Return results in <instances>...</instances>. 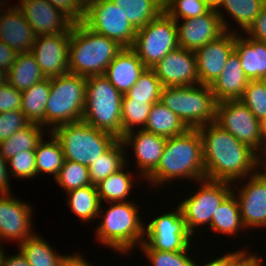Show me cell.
Wrapping results in <instances>:
<instances>
[{
  "instance_id": "25",
  "label": "cell",
  "mask_w": 266,
  "mask_h": 266,
  "mask_svg": "<svg viewBox=\"0 0 266 266\" xmlns=\"http://www.w3.org/2000/svg\"><path fill=\"white\" fill-rule=\"evenodd\" d=\"M234 51L239 55L245 76L249 80H261L266 74V43L235 32Z\"/></svg>"
},
{
  "instance_id": "40",
  "label": "cell",
  "mask_w": 266,
  "mask_h": 266,
  "mask_svg": "<svg viewBox=\"0 0 266 266\" xmlns=\"http://www.w3.org/2000/svg\"><path fill=\"white\" fill-rule=\"evenodd\" d=\"M55 180L65 192L91 185L88 167L69 160H64Z\"/></svg>"
},
{
  "instance_id": "57",
  "label": "cell",
  "mask_w": 266,
  "mask_h": 266,
  "mask_svg": "<svg viewBox=\"0 0 266 266\" xmlns=\"http://www.w3.org/2000/svg\"><path fill=\"white\" fill-rule=\"evenodd\" d=\"M99 0H77V2L86 10L91 4Z\"/></svg>"
},
{
  "instance_id": "52",
  "label": "cell",
  "mask_w": 266,
  "mask_h": 266,
  "mask_svg": "<svg viewBox=\"0 0 266 266\" xmlns=\"http://www.w3.org/2000/svg\"><path fill=\"white\" fill-rule=\"evenodd\" d=\"M58 266H93V264L85 260L83 255L73 253L72 255L64 254L60 259Z\"/></svg>"
},
{
  "instance_id": "59",
  "label": "cell",
  "mask_w": 266,
  "mask_h": 266,
  "mask_svg": "<svg viewBox=\"0 0 266 266\" xmlns=\"http://www.w3.org/2000/svg\"><path fill=\"white\" fill-rule=\"evenodd\" d=\"M7 2H8V0L7 1L6 0H0V15H2L6 11V9H8V8H6L8 6ZM1 6H2V8H1ZM2 9H5V10H2Z\"/></svg>"
},
{
  "instance_id": "21",
  "label": "cell",
  "mask_w": 266,
  "mask_h": 266,
  "mask_svg": "<svg viewBox=\"0 0 266 266\" xmlns=\"http://www.w3.org/2000/svg\"><path fill=\"white\" fill-rule=\"evenodd\" d=\"M136 130V131H134ZM126 133L121 139L125 147H132L140 177L146 179L157 167L167 138L147 132L139 127Z\"/></svg>"
},
{
  "instance_id": "16",
  "label": "cell",
  "mask_w": 266,
  "mask_h": 266,
  "mask_svg": "<svg viewBox=\"0 0 266 266\" xmlns=\"http://www.w3.org/2000/svg\"><path fill=\"white\" fill-rule=\"evenodd\" d=\"M70 33L36 36L30 52L34 55L45 78L69 73Z\"/></svg>"
},
{
  "instance_id": "1",
  "label": "cell",
  "mask_w": 266,
  "mask_h": 266,
  "mask_svg": "<svg viewBox=\"0 0 266 266\" xmlns=\"http://www.w3.org/2000/svg\"><path fill=\"white\" fill-rule=\"evenodd\" d=\"M202 139L205 179L238 182L254 175L266 162L216 122L197 128Z\"/></svg>"
},
{
  "instance_id": "55",
  "label": "cell",
  "mask_w": 266,
  "mask_h": 266,
  "mask_svg": "<svg viewBox=\"0 0 266 266\" xmlns=\"http://www.w3.org/2000/svg\"><path fill=\"white\" fill-rule=\"evenodd\" d=\"M208 266H227V254L212 258L211 261H208Z\"/></svg>"
},
{
  "instance_id": "48",
  "label": "cell",
  "mask_w": 266,
  "mask_h": 266,
  "mask_svg": "<svg viewBox=\"0 0 266 266\" xmlns=\"http://www.w3.org/2000/svg\"><path fill=\"white\" fill-rule=\"evenodd\" d=\"M57 9L61 10L74 23L82 22L85 15V9L77 2V0H47Z\"/></svg>"
},
{
  "instance_id": "23",
  "label": "cell",
  "mask_w": 266,
  "mask_h": 266,
  "mask_svg": "<svg viewBox=\"0 0 266 266\" xmlns=\"http://www.w3.org/2000/svg\"><path fill=\"white\" fill-rule=\"evenodd\" d=\"M146 69L131 48H123L104 73L109 82L122 94L131 89Z\"/></svg>"
},
{
  "instance_id": "54",
  "label": "cell",
  "mask_w": 266,
  "mask_h": 266,
  "mask_svg": "<svg viewBox=\"0 0 266 266\" xmlns=\"http://www.w3.org/2000/svg\"><path fill=\"white\" fill-rule=\"evenodd\" d=\"M260 157L266 162V118L260 121Z\"/></svg>"
},
{
  "instance_id": "46",
  "label": "cell",
  "mask_w": 266,
  "mask_h": 266,
  "mask_svg": "<svg viewBox=\"0 0 266 266\" xmlns=\"http://www.w3.org/2000/svg\"><path fill=\"white\" fill-rule=\"evenodd\" d=\"M22 92L8 82L0 86V113L21 110Z\"/></svg>"
},
{
  "instance_id": "34",
  "label": "cell",
  "mask_w": 266,
  "mask_h": 266,
  "mask_svg": "<svg viewBox=\"0 0 266 266\" xmlns=\"http://www.w3.org/2000/svg\"><path fill=\"white\" fill-rule=\"evenodd\" d=\"M67 204L78 218L85 222H93L98 218L100 200L97 187L87 185L78 189L67 191Z\"/></svg>"
},
{
  "instance_id": "17",
  "label": "cell",
  "mask_w": 266,
  "mask_h": 266,
  "mask_svg": "<svg viewBox=\"0 0 266 266\" xmlns=\"http://www.w3.org/2000/svg\"><path fill=\"white\" fill-rule=\"evenodd\" d=\"M162 86H192L199 84L195 51L182 47L169 52L151 68Z\"/></svg>"
},
{
  "instance_id": "30",
  "label": "cell",
  "mask_w": 266,
  "mask_h": 266,
  "mask_svg": "<svg viewBox=\"0 0 266 266\" xmlns=\"http://www.w3.org/2000/svg\"><path fill=\"white\" fill-rule=\"evenodd\" d=\"M211 230L232 237L247 230L242 222L240 208L235 194L231 191L217 207L212 216ZM239 231V232H238Z\"/></svg>"
},
{
  "instance_id": "45",
  "label": "cell",
  "mask_w": 266,
  "mask_h": 266,
  "mask_svg": "<svg viewBox=\"0 0 266 266\" xmlns=\"http://www.w3.org/2000/svg\"><path fill=\"white\" fill-rule=\"evenodd\" d=\"M30 121L22 110L0 113V142L7 140L16 131L28 126Z\"/></svg>"
},
{
  "instance_id": "27",
  "label": "cell",
  "mask_w": 266,
  "mask_h": 266,
  "mask_svg": "<svg viewBox=\"0 0 266 266\" xmlns=\"http://www.w3.org/2000/svg\"><path fill=\"white\" fill-rule=\"evenodd\" d=\"M189 129L184 122L160 100L155 102L150 109L147 122L143 130L171 138L184 133Z\"/></svg>"
},
{
  "instance_id": "20",
  "label": "cell",
  "mask_w": 266,
  "mask_h": 266,
  "mask_svg": "<svg viewBox=\"0 0 266 266\" xmlns=\"http://www.w3.org/2000/svg\"><path fill=\"white\" fill-rule=\"evenodd\" d=\"M183 21L182 23L175 22L178 46L186 50L196 51L225 32L219 14L213 9L202 16Z\"/></svg>"
},
{
  "instance_id": "36",
  "label": "cell",
  "mask_w": 266,
  "mask_h": 266,
  "mask_svg": "<svg viewBox=\"0 0 266 266\" xmlns=\"http://www.w3.org/2000/svg\"><path fill=\"white\" fill-rule=\"evenodd\" d=\"M50 140H42L38 143L35 149L36 158V176L38 174L58 175L59 170L64 163V154L59 141L54 137L51 132H48Z\"/></svg>"
},
{
  "instance_id": "4",
  "label": "cell",
  "mask_w": 266,
  "mask_h": 266,
  "mask_svg": "<svg viewBox=\"0 0 266 266\" xmlns=\"http://www.w3.org/2000/svg\"><path fill=\"white\" fill-rule=\"evenodd\" d=\"M108 204L106 211L100 204L98 219L103 218L95 229L97 241L120 254L133 252L145 239V223L138 213L139 206L132 201Z\"/></svg>"
},
{
  "instance_id": "39",
  "label": "cell",
  "mask_w": 266,
  "mask_h": 266,
  "mask_svg": "<svg viewBox=\"0 0 266 266\" xmlns=\"http://www.w3.org/2000/svg\"><path fill=\"white\" fill-rule=\"evenodd\" d=\"M152 105L146 101L122 99V138L134 128L139 129L138 126L144 128Z\"/></svg>"
},
{
  "instance_id": "44",
  "label": "cell",
  "mask_w": 266,
  "mask_h": 266,
  "mask_svg": "<svg viewBox=\"0 0 266 266\" xmlns=\"http://www.w3.org/2000/svg\"><path fill=\"white\" fill-rule=\"evenodd\" d=\"M9 174L14 178L32 179L36 177V158L34 151H22L7 160Z\"/></svg>"
},
{
  "instance_id": "32",
  "label": "cell",
  "mask_w": 266,
  "mask_h": 266,
  "mask_svg": "<svg viewBox=\"0 0 266 266\" xmlns=\"http://www.w3.org/2000/svg\"><path fill=\"white\" fill-rule=\"evenodd\" d=\"M128 164L126 162L123 168L116 173L110 174L106 179L96 185L101 203H103L102 201L107 203L130 201V199L127 200V197H130V191L134 187L133 182L135 181V176L132 174L133 172L127 169Z\"/></svg>"
},
{
  "instance_id": "47",
  "label": "cell",
  "mask_w": 266,
  "mask_h": 266,
  "mask_svg": "<svg viewBox=\"0 0 266 266\" xmlns=\"http://www.w3.org/2000/svg\"><path fill=\"white\" fill-rule=\"evenodd\" d=\"M240 249L227 253V266H264L262 256H258L260 254L248 253L246 248Z\"/></svg>"
},
{
  "instance_id": "28",
  "label": "cell",
  "mask_w": 266,
  "mask_h": 266,
  "mask_svg": "<svg viewBox=\"0 0 266 266\" xmlns=\"http://www.w3.org/2000/svg\"><path fill=\"white\" fill-rule=\"evenodd\" d=\"M7 77V82L21 92L45 79L30 51L17 54L15 62L7 71Z\"/></svg>"
},
{
  "instance_id": "37",
  "label": "cell",
  "mask_w": 266,
  "mask_h": 266,
  "mask_svg": "<svg viewBox=\"0 0 266 266\" xmlns=\"http://www.w3.org/2000/svg\"><path fill=\"white\" fill-rule=\"evenodd\" d=\"M18 246L30 266H58L63 256L56 253L53 247L37 233Z\"/></svg>"
},
{
  "instance_id": "3",
  "label": "cell",
  "mask_w": 266,
  "mask_h": 266,
  "mask_svg": "<svg viewBox=\"0 0 266 266\" xmlns=\"http://www.w3.org/2000/svg\"><path fill=\"white\" fill-rule=\"evenodd\" d=\"M123 48L115 40L92 31L83 22H76L70 33L68 71L86 78L104 75Z\"/></svg>"
},
{
  "instance_id": "58",
  "label": "cell",
  "mask_w": 266,
  "mask_h": 266,
  "mask_svg": "<svg viewBox=\"0 0 266 266\" xmlns=\"http://www.w3.org/2000/svg\"><path fill=\"white\" fill-rule=\"evenodd\" d=\"M7 71L0 69V86L7 83Z\"/></svg>"
},
{
  "instance_id": "33",
  "label": "cell",
  "mask_w": 266,
  "mask_h": 266,
  "mask_svg": "<svg viewBox=\"0 0 266 266\" xmlns=\"http://www.w3.org/2000/svg\"><path fill=\"white\" fill-rule=\"evenodd\" d=\"M49 92L50 78H45L22 91L21 110L30 123L40 124L45 128V105Z\"/></svg>"
},
{
  "instance_id": "31",
  "label": "cell",
  "mask_w": 266,
  "mask_h": 266,
  "mask_svg": "<svg viewBox=\"0 0 266 266\" xmlns=\"http://www.w3.org/2000/svg\"><path fill=\"white\" fill-rule=\"evenodd\" d=\"M137 30L164 11V0H111Z\"/></svg>"
},
{
  "instance_id": "11",
  "label": "cell",
  "mask_w": 266,
  "mask_h": 266,
  "mask_svg": "<svg viewBox=\"0 0 266 266\" xmlns=\"http://www.w3.org/2000/svg\"><path fill=\"white\" fill-rule=\"evenodd\" d=\"M175 209L172 212L160 214L146 224L145 239L139 248L181 251L192 244L193 236L186 228L181 210L178 206Z\"/></svg>"
},
{
  "instance_id": "60",
  "label": "cell",
  "mask_w": 266,
  "mask_h": 266,
  "mask_svg": "<svg viewBox=\"0 0 266 266\" xmlns=\"http://www.w3.org/2000/svg\"><path fill=\"white\" fill-rule=\"evenodd\" d=\"M264 83H265V85H266V74L263 76V78L261 79Z\"/></svg>"
},
{
  "instance_id": "5",
  "label": "cell",
  "mask_w": 266,
  "mask_h": 266,
  "mask_svg": "<svg viewBox=\"0 0 266 266\" xmlns=\"http://www.w3.org/2000/svg\"><path fill=\"white\" fill-rule=\"evenodd\" d=\"M122 96L104 75L87 77L82 121L122 139Z\"/></svg>"
},
{
  "instance_id": "56",
  "label": "cell",
  "mask_w": 266,
  "mask_h": 266,
  "mask_svg": "<svg viewBox=\"0 0 266 266\" xmlns=\"http://www.w3.org/2000/svg\"><path fill=\"white\" fill-rule=\"evenodd\" d=\"M203 1L210 9L217 10L220 7L223 0H203Z\"/></svg>"
},
{
  "instance_id": "13",
  "label": "cell",
  "mask_w": 266,
  "mask_h": 266,
  "mask_svg": "<svg viewBox=\"0 0 266 266\" xmlns=\"http://www.w3.org/2000/svg\"><path fill=\"white\" fill-rule=\"evenodd\" d=\"M227 132L250 146L260 156V121L240 100H225L216 105V119Z\"/></svg>"
},
{
  "instance_id": "9",
  "label": "cell",
  "mask_w": 266,
  "mask_h": 266,
  "mask_svg": "<svg viewBox=\"0 0 266 266\" xmlns=\"http://www.w3.org/2000/svg\"><path fill=\"white\" fill-rule=\"evenodd\" d=\"M178 47L175 20L163 11L146 26L137 30L131 49L146 68H153L169 52Z\"/></svg>"
},
{
  "instance_id": "19",
  "label": "cell",
  "mask_w": 266,
  "mask_h": 266,
  "mask_svg": "<svg viewBox=\"0 0 266 266\" xmlns=\"http://www.w3.org/2000/svg\"><path fill=\"white\" fill-rule=\"evenodd\" d=\"M234 45L235 32L225 31L195 51L199 84L211 85L219 77Z\"/></svg>"
},
{
  "instance_id": "49",
  "label": "cell",
  "mask_w": 266,
  "mask_h": 266,
  "mask_svg": "<svg viewBox=\"0 0 266 266\" xmlns=\"http://www.w3.org/2000/svg\"><path fill=\"white\" fill-rule=\"evenodd\" d=\"M244 33L253 40L266 43V3Z\"/></svg>"
},
{
  "instance_id": "42",
  "label": "cell",
  "mask_w": 266,
  "mask_h": 266,
  "mask_svg": "<svg viewBox=\"0 0 266 266\" xmlns=\"http://www.w3.org/2000/svg\"><path fill=\"white\" fill-rule=\"evenodd\" d=\"M210 8L203 0H164V11L175 21L206 14Z\"/></svg>"
},
{
  "instance_id": "10",
  "label": "cell",
  "mask_w": 266,
  "mask_h": 266,
  "mask_svg": "<svg viewBox=\"0 0 266 266\" xmlns=\"http://www.w3.org/2000/svg\"><path fill=\"white\" fill-rule=\"evenodd\" d=\"M195 194L183 199L178 207L185 220L188 232L193 236L200 226H210L212 216L224 198L232 191L233 183L203 179Z\"/></svg>"
},
{
  "instance_id": "35",
  "label": "cell",
  "mask_w": 266,
  "mask_h": 266,
  "mask_svg": "<svg viewBox=\"0 0 266 266\" xmlns=\"http://www.w3.org/2000/svg\"><path fill=\"white\" fill-rule=\"evenodd\" d=\"M45 128L36 123H30L28 126L16 131L7 140L0 142V154L5 160H8L18 152L35 151L38 143L42 140Z\"/></svg>"
},
{
  "instance_id": "2",
  "label": "cell",
  "mask_w": 266,
  "mask_h": 266,
  "mask_svg": "<svg viewBox=\"0 0 266 266\" xmlns=\"http://www.w3.org/2000/svg\"><path fill=\"white\" fill-rule=\"evenodd\" d=\"M184 178L194 183L205 179L202 139L197 128L167 138L156 169L145 180L160 188L166 182Z\"/></svg>"
},
{
  "instance_id": "26",
  "label": "cell",
  "mask_w": 266,
  "mask_h": 266,
  "mask_svg": "<svg viewBox=\"0 0 266 266\" xmlns=\"http://www.w3.org/2000/svg\"><path fill=\"white\" fill-rule=\"evenodd\" d=\"M265 3L266 0H223L216 11L220 16L224 31L231 32L232 30V32L236 33H238V31L245 32L260 13ZM224 9L227 15H229L230 18L232 17V19L239 24L240 30L233 31L232 27L230 29V24L227 22V18H225V14H223L224 12H222Z\"/></svg>"
},
{
  "instance_id": "14",
  "label": "cell",
  "mask_w": 266,
  "mask_h": 266,
  "mask_svg": "<svg viewBox=\"0 0 266 266\" xmlns=\"http://www.w3.org/2000/svg\"><path fill=\"white\" fill-rule=\"evenodd\" d=\"M263 168L254 175L241 179L240 182L245 180V184L241 183L240 187L237 182H234L237 185L232 188L246 229H256L257 227L266 229V164ZM262 169L263 171L260 172ZM236 188L240 189L236 191Z\"/></svg>"
},
{
  "instance_id": "51",
  "label": "cell",
  "mask_w": 266,
  "mask_h": 266,
  "mask_svg": "<svg viewBox=\"0 0 266 266\" xmlns=\"http://www.w3.org/2000/svg\"><path fill=\"white\" fill-rule=\"evenodd\" d=\"M4 251L3 247L0 248V266H30L19 250L15 255H5Z\"/></svg>"
},
{
  "instance_id": "29",
  "label": "cell",
  "mask_w": 266,
  "mask_h": 266,
  "mask_svg": "<svg viewBox=\"0 0 266 266\" xmlns=\"http://www.w3.org/2000/svg\"><path fill=\"white\" fill-rule=\"evenodd\" d=\"M124 142L118 139L106 152L88 167L92 185H97L110 174L116 173L126 165L128 155Z\"/></svg>"
},
{
  "instance_id": "24",
  "label": "cell",
  "mask_w": 266,
  "mask_h": 266,
  "mask_svg": "<svg viewBox=\"0 0 266 266\" xmlns=\"http://www.w3.org/2000/svg\"><path fill=\"white\" fill-rule=\"evenodd\" d=\"M249 82L241 66L239 55L233 51L219 77L210 85L216 102L240 100Z\"/></svg>"
},
{
  "instance_id": "22",
  "label": "cell",
  "mask_w": 266,
  "mask_h": 266,
  "mask_svg": "<svg viewBox=\"0 0 266 266\" xmlns=\"http://www.w3.org/2000/svg\"><path fill=\"white\" fill-rule=\"evenodd\" d=\"M36 35L25 19L24 13L13 5L0 15V41L10 46L17 53L31 51Z\"/></svg>"
},
{
  "instance_id": "41",
  "label": "cell",
  "mask_w": 266,
  "mask_h": 266,
  "mask_svg": "<svg viewBox=\"0 0 266 266\" xmlns=\"http://www.w3.org/2000/svg\"><path fill=\"white\" fill-rule=\"evenodd\" d=\"M191 246L193 247L190 244L185 250L181 251H161L155 249H141V251L152 266H194L195 260L188 256L189 250H192Z\"/></svg>"
},
{
  "instance_id": "53",
  "label": "cell",
  "mask_w": 266,
  "mask_h": 266,
  "mask_svg": "<svg viewBox=\"0 0 266 266\" xmlns=\"http://www.w3.org/2000/svg\"><path fill=\"white\" fill-rule=\"evenodd\" d=\"M7 160L0 154V193H10V174L7 168ZM9 177V178H8Z\"/></svg>"
},
{
  "instance_id": "8",
  "label": "cell",
  "mask_w": 266,
  "mask_h": 266,
  "mask_svg": "<svg viewBox=\"0 0 266 266\" xmlns=\"http://www.w3.org/2000/svg\"><path fill=\"white\" fill-rule=\"evenodd\" d=\"M51 133L59 141L65 160L87 167L118 140L82 120L57 126Z\"/></svg>"
},
{
  "instance_id": "7",
  "label": "cell",
  "mask_w": 266,
  "mask_h": 266,
  "mask_svg": "<svg viewBox=\"0 0 266 266\" xmlns=\"http://www.w3.org/2000/svg\"><path fill=\"white\" fill-rule=\"evenodd\" d=\"M160 101L188 128L215 122L217 102L210 85L163 86Z\"/></svg>"
},
{
  "instance_id": "6",
  "label": "cell",
  "mask_w": 266,
  "mask_h": 266,
  "mask_svg": "<svg viewBox=\"0 0 266 266\" xmlns=\"http://www.w3.org/2000/svg\"><path fill=\"white\" fill-rule=\"evenodd\" d=\"M86 97V77L68 73L50 78L45 105V130L82 120Z\"/></svg>"
},
{
  "instance_id": "50",
  "label": "cell",
  "mask_w": 266,
  "mask_h": 266,
  "mask_svg": "<svg viewBox=\"0 0 266 266\" xmlns=\"http://www.w3.org/2000/svg\"><path fill=\"white\" fill-rule=\"evenodd\" d=\"M17 52L0 41V69L8 71L16 60Z\"/></svg>"
},
{
  "instance_id": "61",
  "label": "cell",
  "mask_w": 266,
  "mask_h": 266,
  "mask_svg": "<svg viewBox=\"0 0 266 266\" xmlns=\"http://www.w3.org/2000/svg\"><path fill=\"white\" fill-rule=\"evenodd\" d=\"M198 264H199L198 262L197 263L195 262L194 266H199ZM203 266H208V263L203 264Z\"/></svg>"
},
{
  "instance_id": "38",
  "label": "cell",
  "mask_w": 266,
  "mask_h": 266,
  "mask_svg": "<svg viewBox=\"0 0 266 266\" xmlns=\"http://www.w3.org/2000/svg\"><path fill=\"white\" fill-rule=\"evenodd\" d=\"M162 87L154 71L146 68L134 86L122 96V99H134L154 104L160 100Z\"/></svg>"
},
{
  "instance_id": "15",
  "label": "cell",
  "mask_w": 266,
  "mask_h": 266,
  "mask_svg": "<svg viewBox=\"0 0 266 266\" xmlns=\"http://www.w3.org/2000/svg\"><path fill=\"white\" fill-rule=\"evenodd\" d=\"M21 200L11 193H0V248L2 240L20 244L35 234L32 230L33 207Z\"/></svg>"
},
{
  "instance_id": "12",
  "label": "cell",
  "mask_w": 266,
  "mask_h": 266,
  "mask_svg": "<svg viewBox=\"0 0 266 266\" xmlns=\"http://www.w3.org/2000/svg\"><path fill=\"white\" fill-rule=\"evenodd\" d=\"M92 31L115 40L124 48H131L137 29L130 24L111 0H99L86 10L82 21Z\"/></svg>"
},
{
  "instance_id": "43",
  "label": "cell",
  "mask_w": 266,
  "mask_h": 266,
  "mask_svg": "<svg viewBox=\"0 0 266 266\" xmlns=\"http://www.w3.org/2000/svg\"><path fill=\"white\" fill-rule=\"evenodd\" d=\"M240 101L259 121L266 118V85L262 80H249Z\"/></svg>"
},
{
  "instance_id": "18",
  "label": "cell",
  "mask_w": 266,
  "mask_h": 266,
  "mask_svg": "<svg viewBox=\"0 0 266 266\" xmlns=\"http://www.w3.org/2000/svg\"><path fill=\"white\" fill-rule=\"evenodd\" d=\"M18 4L36 36L71 32L74 22L47 0H20Z\"/></svg>"
}]
</instances>
